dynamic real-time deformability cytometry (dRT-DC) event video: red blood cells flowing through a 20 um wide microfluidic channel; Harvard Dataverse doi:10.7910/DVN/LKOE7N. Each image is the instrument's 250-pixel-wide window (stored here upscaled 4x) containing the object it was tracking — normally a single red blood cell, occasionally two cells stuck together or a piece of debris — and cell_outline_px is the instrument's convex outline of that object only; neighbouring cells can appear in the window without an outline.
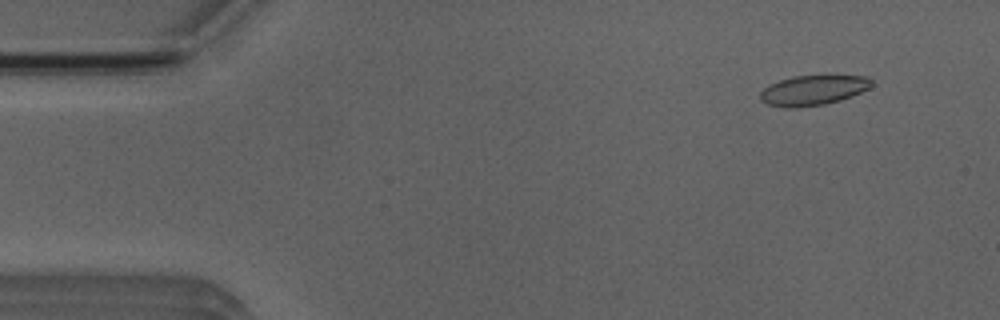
{"species": "Egyptian fruit bat (a non-hibernating species)", "species_latin": "Rousettus aegyptiacus", "temperature_condition": "room temperature", "stored_images_in_passage": 5, "camera_frame_rate_fps": 3000, "um_per_image_px": 0.085, "animal": {"sex": "male"}, "frame": {"image": 1, "passage_image": 2, "time_ms": 1.333, "image_size_px": [1000, 320], "cell_outline_px": [[872, 84], [868, 88], [852, 96], [840, 100], [824, 104], [796, 108], [788, 108], [768, 104], [760, 100], [760, 92], [768, 84], [792, 76], [868, 76], [872, 80]], "centroid_in_image_um": [69.08, 7.67], "position_along_channel_um": 15.9, "area_um2": 19.36}}